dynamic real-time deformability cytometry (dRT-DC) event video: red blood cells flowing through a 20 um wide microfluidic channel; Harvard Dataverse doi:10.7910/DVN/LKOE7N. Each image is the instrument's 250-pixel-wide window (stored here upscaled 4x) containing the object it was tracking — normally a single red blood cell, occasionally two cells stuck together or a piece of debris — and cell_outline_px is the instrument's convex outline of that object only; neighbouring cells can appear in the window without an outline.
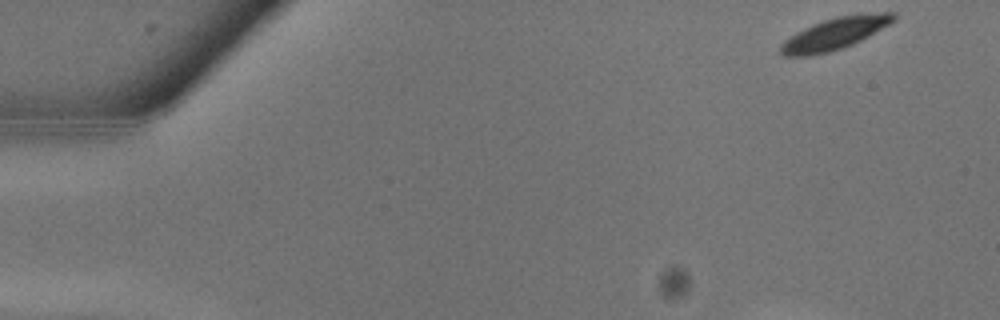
{"species": "common noctule bat (a hibernating species)", "species_latin": "Nyctalus noctula", "temperature_condition": "warm", "stored_images_in_passage": 16, "camera_frame_rate_fps": 3000, "um_per_image_px": 0.085, "animal": {"sex": "male", "body_mass_g": 13.3}, "frame": {"image": 1, "passage_image": 1, "time_ms": 0.0, "image_size_px": [1000, 320], "cell_outline_px": [[896, 20], [868, 36], [852, 44], [828, 52], [812, 56], [784, 56], [780, 52], [780, 44], [784, 40], [796, 32], [812, 24], [836, 16], [860, 12], [896, 12]], "centroid_in_image_um": [70.97, 2.83], "position_along_channel_um": 14.0, "area_um2": 21.15}}
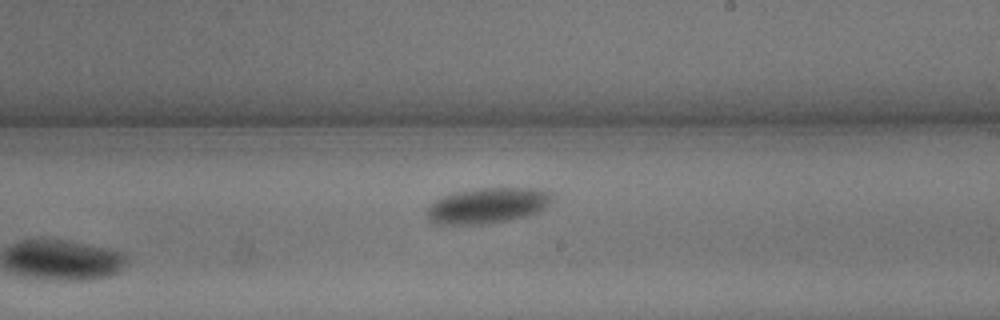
{"frame": {"image": 2, "passage_image": 16, "time_ms": 5.0, "image_size_px": [1000, 320], "cell_outline_px": [[556, 196], [540, 212], [528, 216], [508, 220], [484, 224], [436, 224], [428, 220], [428, 208], [440, 196], [452, 192], [472, 188], [544, 188], [556, 192]], "centroid_in_image_um": [41.52, 17.44], "position_along_channel_um": 247.5, "area_um2": 26.59}}